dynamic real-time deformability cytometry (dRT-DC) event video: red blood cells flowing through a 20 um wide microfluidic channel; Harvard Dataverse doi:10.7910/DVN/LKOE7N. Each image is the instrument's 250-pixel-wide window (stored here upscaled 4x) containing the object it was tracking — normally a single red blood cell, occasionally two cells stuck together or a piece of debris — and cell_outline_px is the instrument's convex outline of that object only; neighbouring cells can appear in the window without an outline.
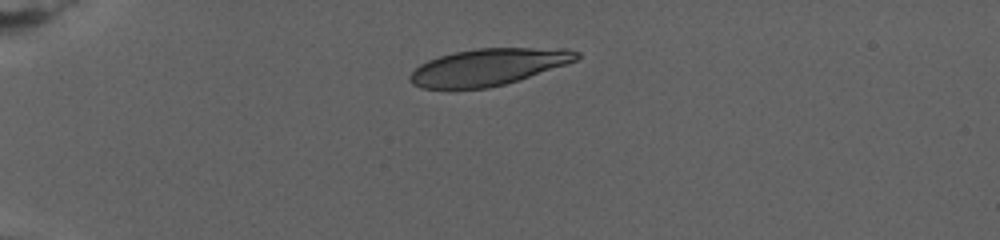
{"species": "human", "species_latin": "Homo sapiens", "temperature_condition": "warm", "stored_images_in_passage": 43, "camera_frame_rate_fps": 3000, "um_per_image_px": 0.085, "donor": {"sex": "female"}, "frame": {"image": 1, "passage_image": 1, "time_ms": 0.0, "image_size_px": [1000, 240], "cell_outline_px": [[580, 56], [576, 60], [520, 80], [488, 88], [420, 88], [412, 84], [408, 80], [408, 76], [420, 64], [428, 60], [440, 56], [456, 52], [476, 48], [568, 48], [580, 52]], "centroid_in_image_um": [41.5, 5.69], "position_along_channel_um": 43.5, "area_um2": 35.6}}
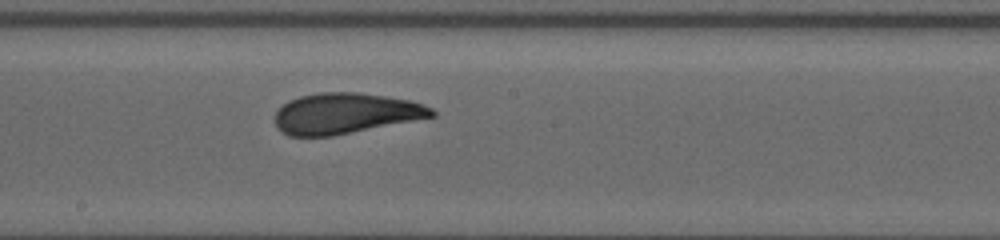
{"frame": {"image": 2, "passage_image": 23, "time_ms": 8.333, "image_size_px": [1000, 240], "cell_outline_px": [[436, 116], [332, 136], [288, 136], [276, 128], [276, 112], [288, 100], [300, 96], [320, 92], [360, 92], [388, 96], [408, 100], [424, 104], [432, 108], [436, 112]], "centroid_in_image_um": [29.36, 9.63], "position_along_channel_um": 218.8, "area_um2": 37.22}}
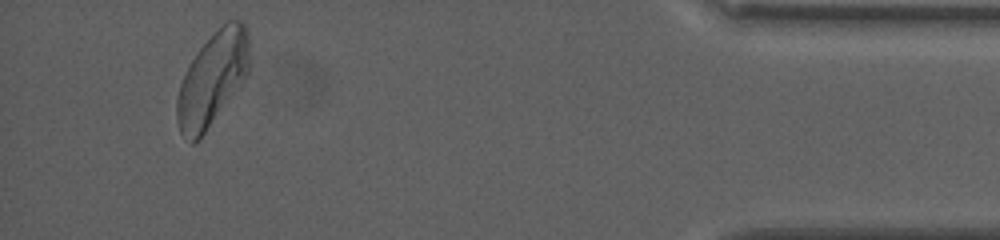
{"frame": {"image": 3, "passage_image": 42, "time_ms": 17.667, "image_size_px": [1000, 240], "cell_outline_px": [[248, 76], [204, 132], [192, 144], [180, 132], [176, 120], [176, 100], [180, 84], [196, 52], [228, 20], [240, 20], [248, 28]], "centroid_in_image_um": [18.06, 6.71], "position_along_channel_um": 417.1, "area_um2": 38.67}, "authors_computed_cell_mechanics": {"area_um2": 37.8012, "velocity_mm_per_s": 2.6974, "shape_relaxation_time_tau1_ms": 7.9949, "shape_relaxation_time_tau2_ms": 1.5279, "deformation_change_tau1": 0.2034, "deformation_change_tau2": 0.0692}}